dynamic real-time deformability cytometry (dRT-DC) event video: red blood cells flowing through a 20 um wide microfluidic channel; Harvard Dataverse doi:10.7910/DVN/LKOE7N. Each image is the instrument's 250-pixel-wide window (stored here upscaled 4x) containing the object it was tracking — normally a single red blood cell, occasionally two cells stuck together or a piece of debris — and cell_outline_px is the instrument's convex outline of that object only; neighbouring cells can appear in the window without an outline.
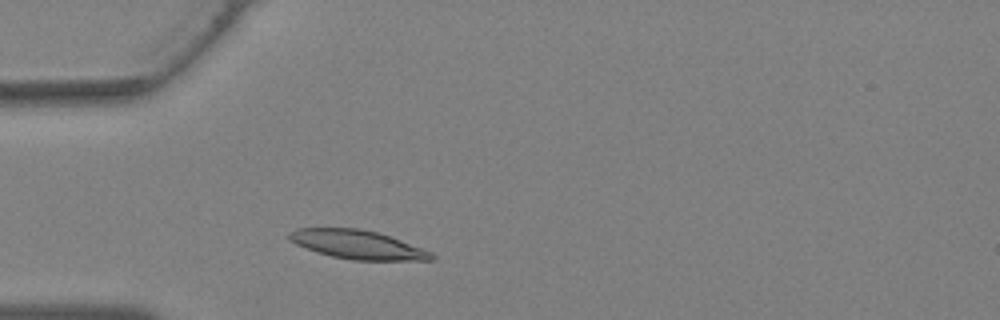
{"species": "Egyptian fruit bat (a non-hibernating species)", "species_latin": "Rousettus aegyptiacus", "temperature_condition": "warm", "stored_images_in_passage": 23, "camera_frame_rate_fps": 3000, "um_per_image_px": 0.085, "animal": {"sex": "female"}, "frame": {"image": 1, "passage_image": 3, "time_ms": 0.667, "image_size_px": [1000, 320], "cell_outline_px": [[436, 260], [352, 260], [332, 256], [296, 244], [288, 236], [296, 228], [360, 228], [380, 232], [432, 252], [436, 256]], "centroid_in_image_um": [30.47, 20.79], "position_along_channel_um": 54.5, "area_um2": 23.64}}
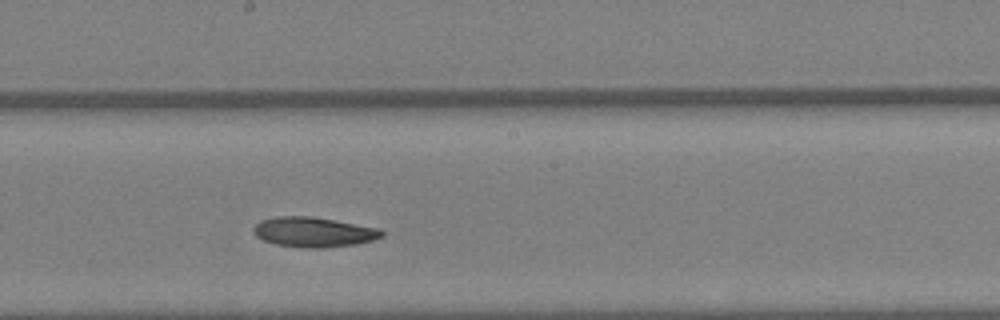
{"frame": {"image": 2, "passage_image": 13, "time_ms": 4.0, "image_size_px": [1000, 320], "cell_outline_px": [[384, 236], [372, 240], [356, 244], [320, 248], [304, 248], [276, 244], [264, 240], [256, 236], [252, 228], [260, 220], [276, 216], [312, 216], [380, 228], [384, 232]], "centroid_in_image_um": [26.66, 19.72], "position_along_channel_um": 221.5, "area_um2": 22.43}}
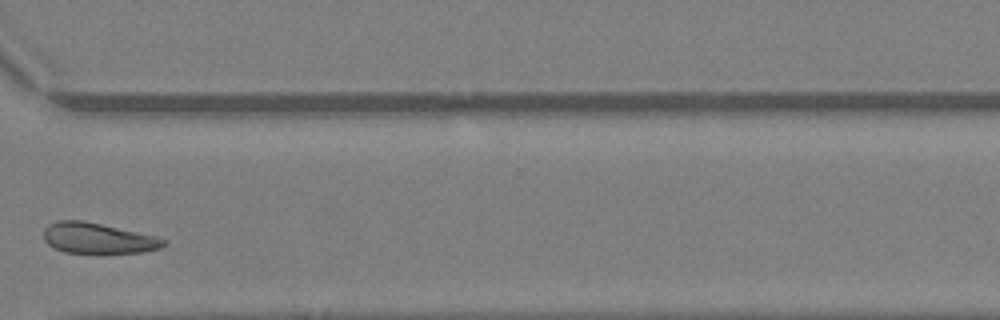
{"frame": {"image": 3, "passage_image": 21, "time_ms": 6.667, "image_size_px": [1000, 320], "cell_outline_px": [[168, 240], [160, 248], [140, 252], [104, 256], [96, 256], [64, 252], [52, 248], [44, 240], [44, 228], [48, 224], [60, 220], [80, 220], [100, 224], [152, 236]], "centroid_in_image_um": [8.26, 20.32], "position_along_channel_um": 362.3, "area_um2": 22.02}}